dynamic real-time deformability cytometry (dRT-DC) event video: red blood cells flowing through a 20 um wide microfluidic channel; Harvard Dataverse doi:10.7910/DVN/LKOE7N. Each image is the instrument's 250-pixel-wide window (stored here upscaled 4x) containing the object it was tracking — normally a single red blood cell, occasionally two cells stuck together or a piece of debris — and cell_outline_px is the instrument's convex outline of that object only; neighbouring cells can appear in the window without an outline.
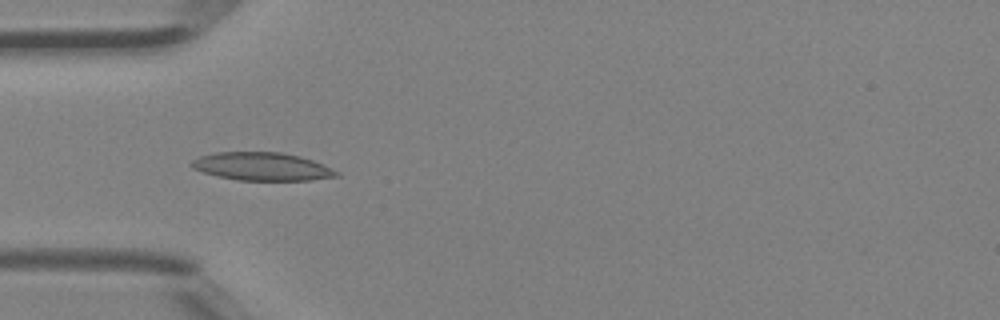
{"species": "Egyptian fruit bat (a non-hibernating species)", "species_latin": "Rousettus aegyptiacus", "temperature_condition": "room temperature", "stored_images_in_passage": 32, "camera_frame_rate_fps": 3000, "um_per_image_px": 0.085, "animal": {"sex": "female"}, "frame": {"image": 1, "passage_image": 1, "time_ms": 0.0, "image_size_px": [1000, 320], "cell_outline_px": [[340, 176], [312, 180], [236, 180], [216, 176], [192, 168], [188, 164], [192, 160], [200, 156], [216, 152], [280, 152], [300, 156], [312, 160], [340, 172]], "centroid_in_image_um": [22.25, 14.15], "position_along_channel_um": 62.7, "area_um2": 23.76}}
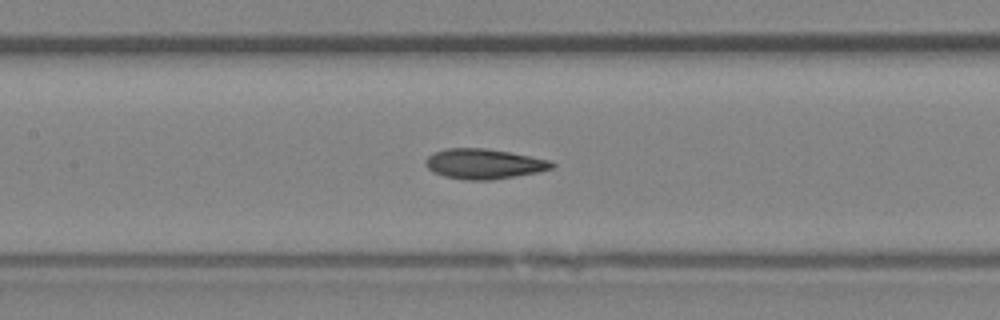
{"frame": {"image": 2, "passage_image": 8, "time_ms": 2.333, "image_size_px": [1000, 320], "cell_outline_px": [[556, 168], [536, 172], [492, 180], [464, 180], [444, 176], [432, 172], [424, 164], [424, 160], [428, 156], [444, 148], [484, 148], [508, 152], [552, 160], [556, 164]], "centroid_in_image_um": [41.13, 13.93], "position_along_channel_um": 166.3, "area_um2": 22.25}}
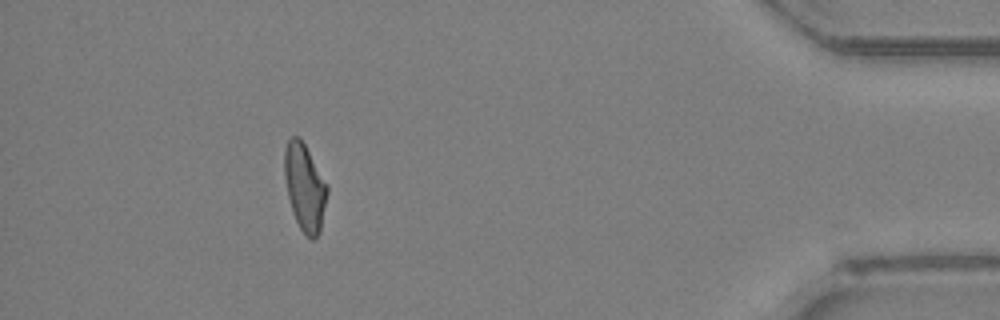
{"frame": {"image": 3, "passage_image": 28, "time_ms": 9.0, "image_size_px": [1000, 320], "cell_outline_px": [[328, 192], [320, 232], [312, 240], [300, 228], [296, 220], [288, 196], [284, 176], [284, 152], [288, 140], [292, 136], [300, 136], [328, 184]], "centroid_in_image_um": [25.91, 15.87], "position_along_channel_um": 409.3, "area_um2": 21.62}, "authors_computed_cell_mechanics": {"area_um2": 21.6172, "velocity_mm_per_s": 4.5094, "shape_relaxation_time_tau1_ms": null, "shape_relaxation_time_tau2_ms": 2.426, "deformation_change_tau1": null, "deformation_change_tau2": 0.1036}}